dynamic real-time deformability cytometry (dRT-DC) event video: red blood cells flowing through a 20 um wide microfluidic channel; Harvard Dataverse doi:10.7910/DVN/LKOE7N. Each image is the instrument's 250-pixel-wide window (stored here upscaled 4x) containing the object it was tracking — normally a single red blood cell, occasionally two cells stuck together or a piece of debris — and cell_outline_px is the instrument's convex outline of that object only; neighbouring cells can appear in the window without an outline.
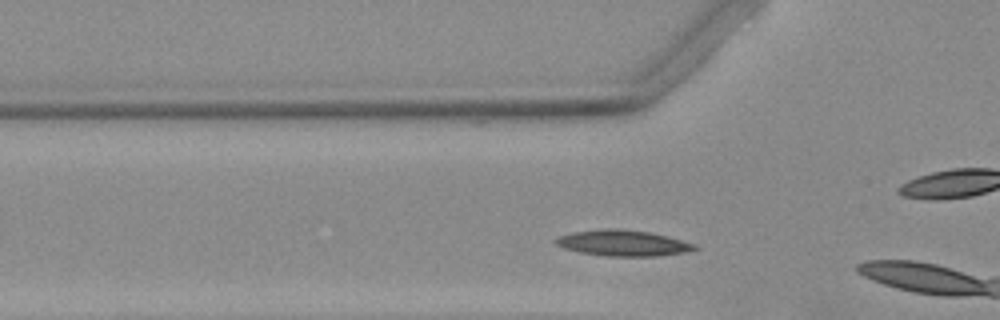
{"species": "Egyptian fruit bat (a non-hibernating species)", "species_latin": "Rousettus aegyptiacus", "temperature_condition": "warm", "stored_images_in_passage": 4, "camera_frame_rate_fps": 3000, "um_per_image_px": 0.085, "animal": {"sex": "female"}, "frame": {"image": 1, "passage_image": 2, "time_ms": 0.333, "image_size_px": [1000, 320], "cell_outline_px": [[700, 248], [684, 252], [656, 256], [608, 256], [580, 252], [564, 248], [556, 244], [552, 240], [560, 236], [576, 232], [604, 228], [616, 228], [648, 232], [668, 236], [696, 244]], "centroid_in_image_um": [52.97, 20.66], "position_along_channel_um": 72.8, "area_um2": 20.81}}